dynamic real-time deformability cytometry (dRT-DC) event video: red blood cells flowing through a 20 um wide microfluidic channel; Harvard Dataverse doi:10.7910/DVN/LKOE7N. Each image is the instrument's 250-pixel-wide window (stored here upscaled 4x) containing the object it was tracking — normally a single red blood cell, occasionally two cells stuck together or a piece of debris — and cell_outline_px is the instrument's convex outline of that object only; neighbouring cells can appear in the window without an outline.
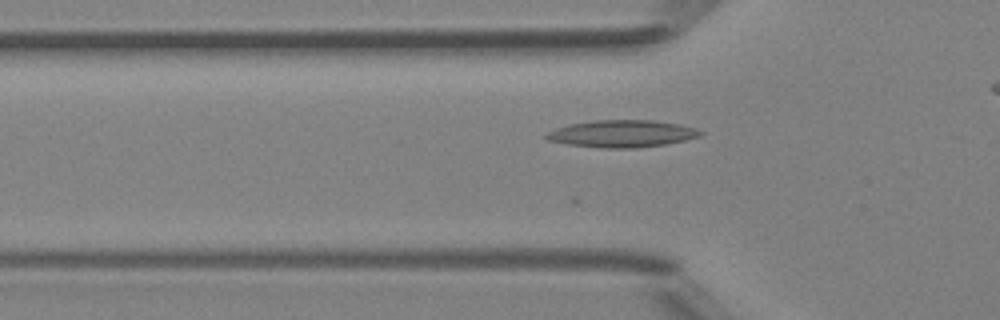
{"species": "Egyptian fruit bat (a non-hibernating species)", "species_latin": "Rousettus aegyptiacus", "temperature_condition": "room temperature", "stored_images_in_passage": 30, "camera_frame_rate_fps": 3000, "um_per_image_px": 0.085, "animal": {"sex": "female"}, "frame": {"image": 1, "passage_image": 10, "time_ms": 3.0, "image_size_px": [1000, 320], "cell_outline_px": [[704, 132], [700, 136], [684, 140], [664, 144], [636, 148], [604, 148], [568, 144], [544, 140], [544, 136], [548, 132], [556, 128], [568, 124], [596, 120], [652, 120], [680, 124], [696, 128]], "centroid_in_image_um": [52.85, 11.36], "position_along_channel_um": 73.0, "area_um2": 24.39}}
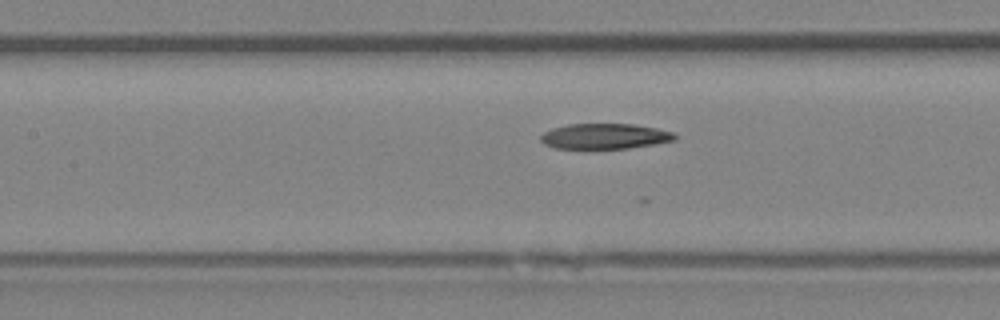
{"frame": {"image": 2, "passage_image": 16, "time_ms": 5.0, "image_size_px": [1000, 320], "cell_outline_px": [[676, 140], [628, 148], [556, 148], [544, 144], [540, 140], [540, 136], [544, 132], [552, 128], [568, 124], [632, 124], [656, 128], [672, 132], [676, 136]], "centroid_in_image_um": [51.37, 11.57], "position_along_channel_um": 156.0, "area_um2": 19.65}}
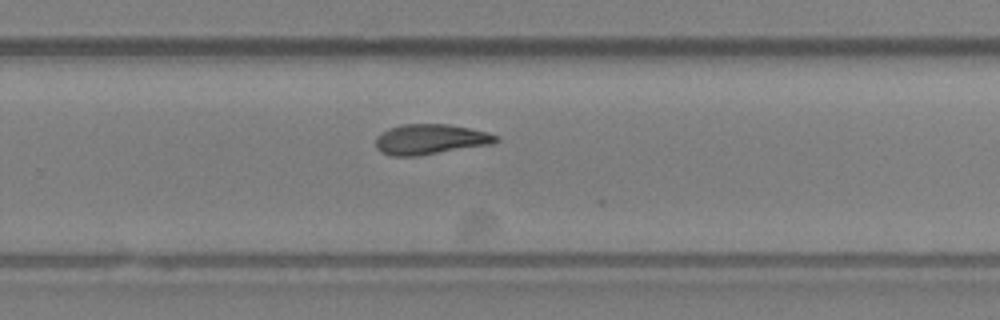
{"frame": {"image": 3, "passage_image": 26, "time_ms": 8.333, "image_size_px": [1000, 320], "cell_outline_px": [[500, 140], [492, 144], [416, 156], [392, 156], [380, 152], [376, 148], [376, 136], [388, 128], [404, 124], [448, 124], [488, 132], [496, 136]], "centroid_in_image_um": [36.55, 11.84], "position_along_channel_um": 293.3, "area_um2": 21.15}}